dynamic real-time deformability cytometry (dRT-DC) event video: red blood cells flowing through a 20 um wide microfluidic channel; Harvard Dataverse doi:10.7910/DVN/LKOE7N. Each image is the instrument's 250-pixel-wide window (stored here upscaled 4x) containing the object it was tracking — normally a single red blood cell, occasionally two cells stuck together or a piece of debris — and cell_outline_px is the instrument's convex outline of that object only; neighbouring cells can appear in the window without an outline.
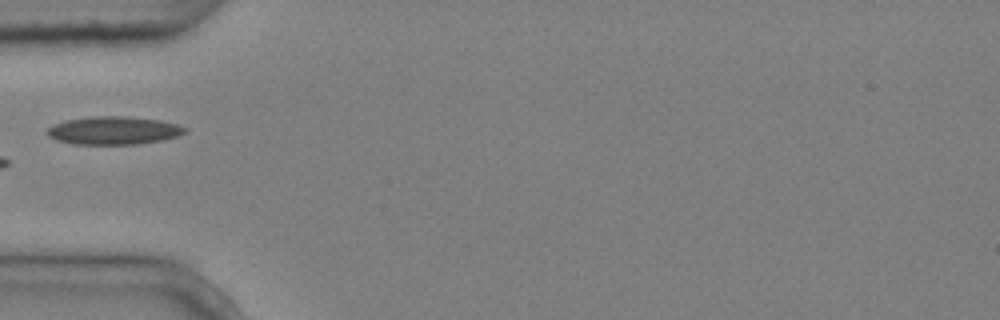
{"species": "common noctule bat (a hibernating species)", "species_latin": "Nyctalus noctula", "temperature_condition": "cold", "stored_images_in_passage": 8, "camera_frame_rate_fps": 3000, "um_per_image_px": 0.085, "animal": {"sex": "male", "body_mass_g": 20.4}, "frame": {"image": 1, "passage_image": 4, "time_ms": 1.0, "image_size_px": [1000, 320], "cell_outline_px": [[188, 132], [164, 140], [136, 144], [76, 144], [56, 140], [48, 136], [44, 132], [52, 124], [64, 120], [88, 116], [128, 116], [160, 120], [176, 124], [188, 128]], "centroid_in_image_um": [9.64, 11.08], "position_along_channel_um": 75.4, "area_um2": 22.83}}
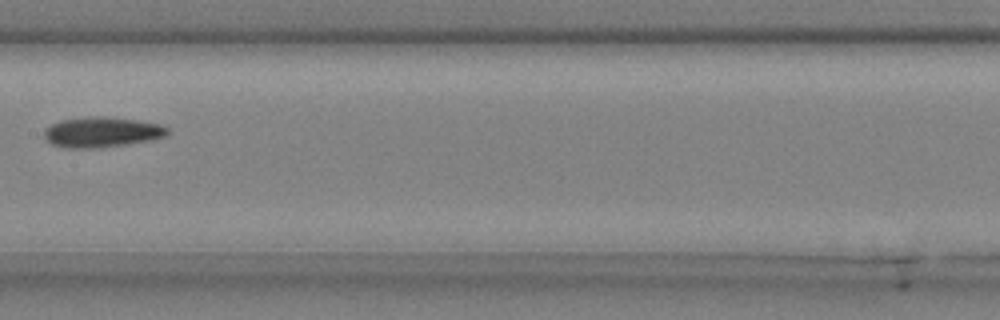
{"frame": {"image": 2, "passage_image": 7, "time_ms": 2.0, "image_size_px": [1000, 320], "cell_outline_px": [[168, 136], [152, 140], [100, 148], [64, 148], [52, 144], [44, 136], [44, 132], [52, 124], [60, 120], [88, 116], [112, 116], [160, 124], [168, 128]], "centroid_in_image_um": [8.69, 11.23], "position_along_channel_um": 198.7, "area_um2": 21.96}}
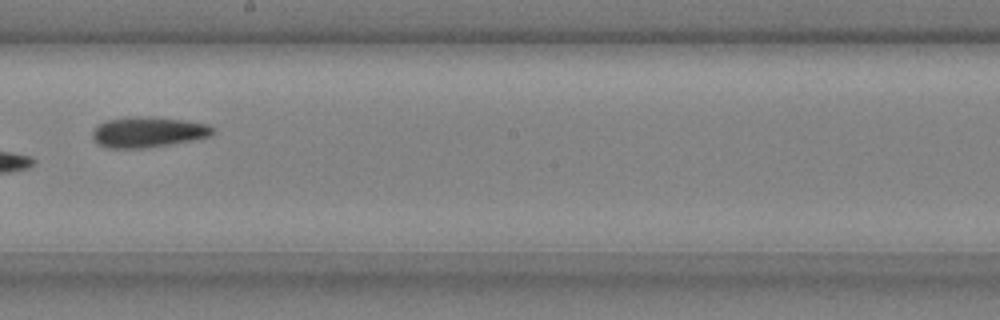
{"frame": {"image": 3, "passage_image": 8, "time_ms": 2.333, "image_size_px": [1000, 320], "cell_outline_px": [[216, 132], [208, 136], [192, 140], [144, 148], [108, 148], [96, 144], [92, 140], [92, 132], [100, 124], [108, 120], [128, 116], [152, 116], [184, 120], [208, 124]], "centroid_in_image_um": [12.55, 11.22], "position_along_channel_um": 235.7, "area_um2": 21.44}}